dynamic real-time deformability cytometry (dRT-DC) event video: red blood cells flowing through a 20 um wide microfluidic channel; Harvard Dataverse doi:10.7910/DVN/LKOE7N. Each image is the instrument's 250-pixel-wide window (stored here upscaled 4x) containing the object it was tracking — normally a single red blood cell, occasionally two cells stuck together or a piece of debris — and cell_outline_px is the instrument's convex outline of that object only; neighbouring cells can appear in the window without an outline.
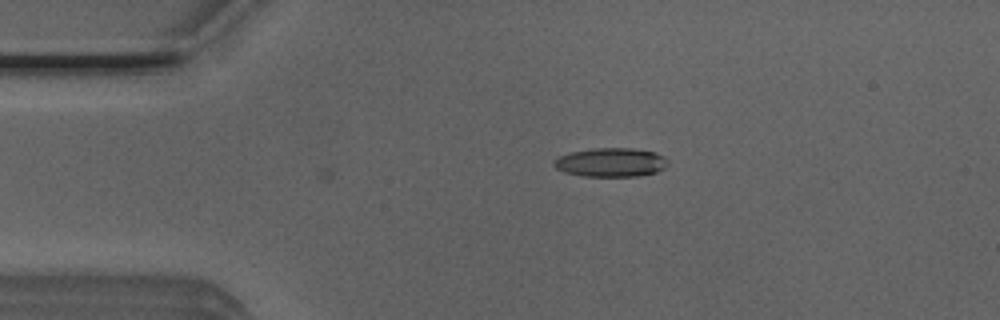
{"species": "Egyptian fruit bat (a non-hibernating species)", "species_latin": "Rousettus aegyptiacus", "temperature_condition": "room temperature", "stored_images_in_passage": 42, "camera_frame_rate_fps": 3000, "um_per_image_px": 0.085, "animal": {"sex": "male"}, "frame": {"image": 1, "passage_image": 1, "time_ms": 0.0, "image_size_px": [1000, 320], "cell_outline_px": [[668, 164], [664, 168], [656, 172], [636, 176], [584, 176], [564, 172], [556, 168], [552, 164], [552, 160], [560, 156], [572, 152], [596, 148], [632, 148], [656, 152], [664, 156], [668, 160]], "centroid_in_image_um": [51.93, 13.8], "position_along_channel_um": 33.1, "area_um2": 19.19}}
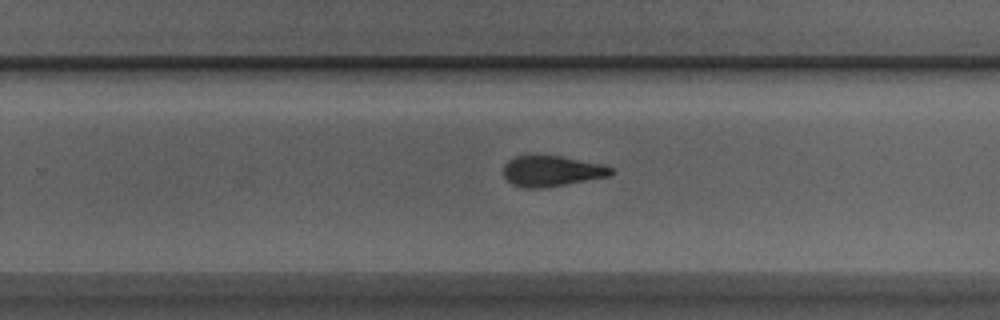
{"frame": {"image": 2, "passage_image": 23, "time_ms": 7.333, "image_size_px": [1000, 320], "cell_outline_px": [[616, 172], [608, 176], [544, 188], [524, 188], [512, 184], [504, 176], [504, 164], [508, 160], [516, 156], [560, 156], [604, 164], [612, 168]], "centroid_in_image_um": [46.91, 14.54], "position_along_channel_um": 282.9, "area_um2": 19.13}}
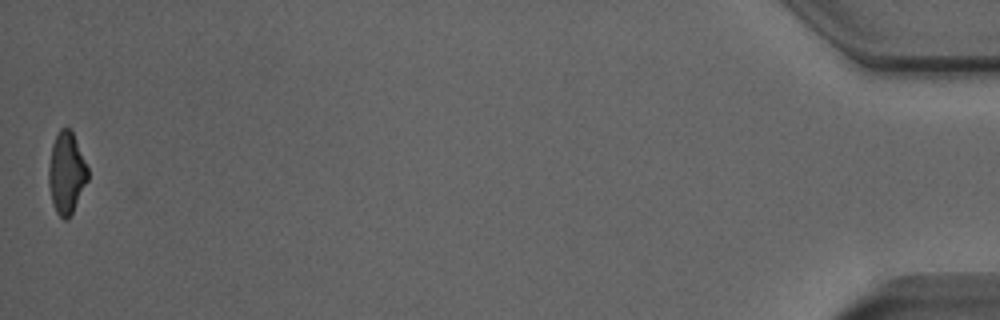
{"frame": {"image": 3, "passage_image": 42, "time_ms": 13.667, "image_size_px": [1000, 320], "cell_outline_px": [[88, 180], [68, 220], [64, 220], [56, 212], [52, 204], [48, 184], [48, 168], [52, 144], [60, 128], [68, 128], [72, 132], [88, 168]], "centroid_in_image_um": [5.63, 14.73], "position_along_channel_um": 429.6, "area_um2": 18.5}, "authors_computed_cell_mechanics": {"area_um2": 19.5942, "velocity_mm_per_s": 3.948, "shape_relaxation_time_tau1_ms": 4.8801, "shape_relaxation_time_tau2_ms": 2.3827, "deformation_change_tau1": 0.1834, "deformation_change_tau2": 0.1188}}